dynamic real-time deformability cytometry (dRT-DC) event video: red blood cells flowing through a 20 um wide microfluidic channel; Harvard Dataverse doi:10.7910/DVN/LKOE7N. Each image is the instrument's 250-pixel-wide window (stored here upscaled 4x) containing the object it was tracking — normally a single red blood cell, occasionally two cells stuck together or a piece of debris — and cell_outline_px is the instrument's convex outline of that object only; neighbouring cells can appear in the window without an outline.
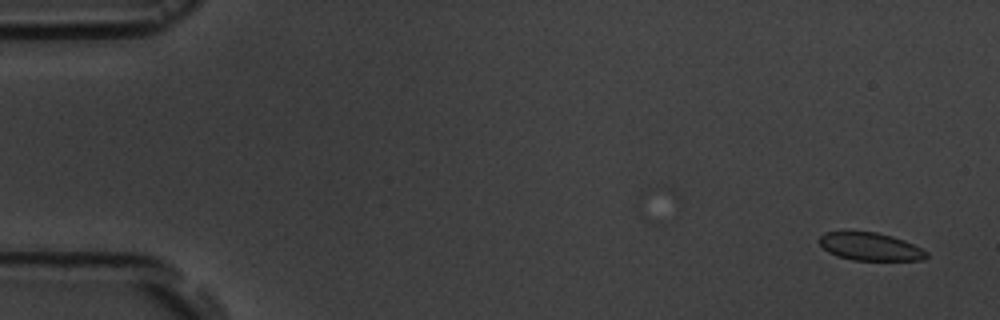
{"species": "common noctule bat (a hibernating species)", "species_latin": "Nyctalus noctula", "temperature_condition": "room temperature", "stored_images_in_passage": 5, "camera_frame_rate_fps": 3000, "um_per_image_px": 0.085, "animal": {"sex": "male", "body_mass_g": 19.5, "forearm_length_mm": 54.6}, "frame": {"image": 1, "passage_image": 1, "time_ms": 0.0, "image_size_px": [1000, 320], "cell_outline_px": [[928, 256], [924, 260], [852, 260], [836, 256], [828, 252], [816, 240], [824, 232], [876, 232], [892, 236], [904, 240], [928, 252]], "centroid_in_image_um": [73.94, 20.97], "position_along_channel_um": 11.1, "area_um2": 17.4}}
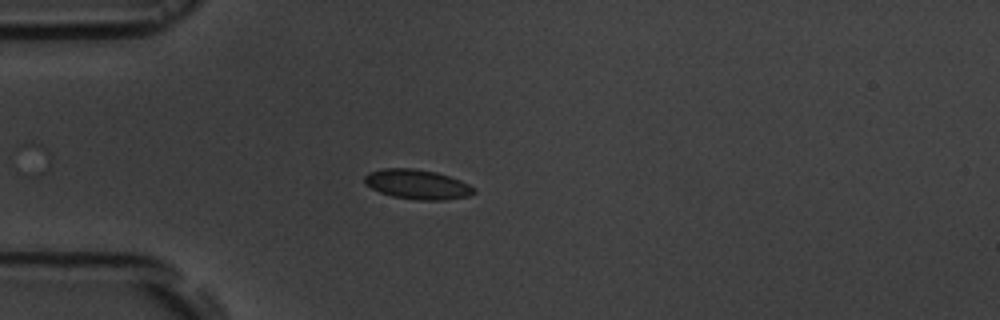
{"frame": {"image": 2, "passage_image": 5, "time_ms": 4.333, "image_size_px": [1000, 320], "cell_outline_px": [[476, 192], [468, 196], [444, 200], [420, 200], [392, 196], [380, 192], [364, 184], [364, 176], [368, 172], [384, 168], [412, 168], [436, 172], [460, 180], [476, 188]], "centroid_in_image_um": [35.46, 15.67], "position_along_channel_um": 49.5, "area_um2": 18.9}}